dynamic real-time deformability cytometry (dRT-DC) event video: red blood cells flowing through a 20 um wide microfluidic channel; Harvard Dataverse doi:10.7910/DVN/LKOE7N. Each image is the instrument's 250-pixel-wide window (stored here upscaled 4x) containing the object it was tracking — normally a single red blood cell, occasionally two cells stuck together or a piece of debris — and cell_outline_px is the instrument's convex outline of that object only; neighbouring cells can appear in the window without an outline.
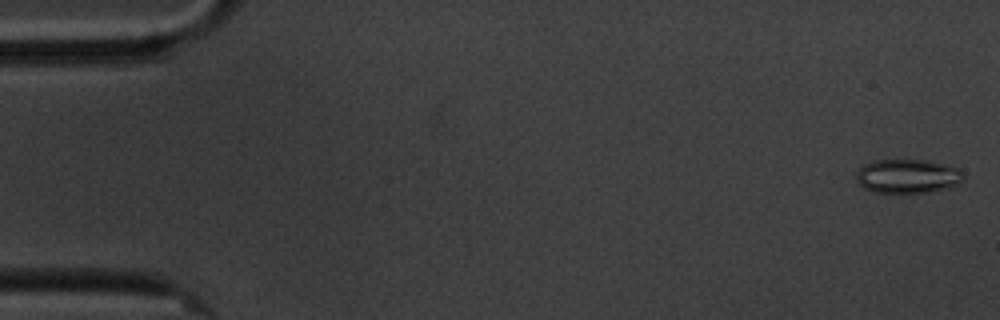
{"species": "common noctule bat (a hibernating species)", "species_latin": "Nyctalus noctula", "temperature_condition": "cold", "stored_images_in_passage": 59, "camera_frame_rate_fps": 3000, "um_per_image_px": 0.085, "animal": {"sex": "male", "body_mass_g": 20.1, "forearm_length_mm": 53.5}, "frame": {"image": 1, "passage_image": 1, "time_ms": 0.0, "image_size_px": [1000, 320], "cell_outline_px": [[968, 176], [960, 184], [948, 188], [928, 192], [872, 192], [864, 188], [856, 180], [856, 172], [864, 164], [872, 160], [924, 160], [944, 164], [956, 168], [964, 172]], "centroid_in_image_um": [77.18, 14.97], "position_along_channel_um": 7.8, "area_um2": 21.44}}
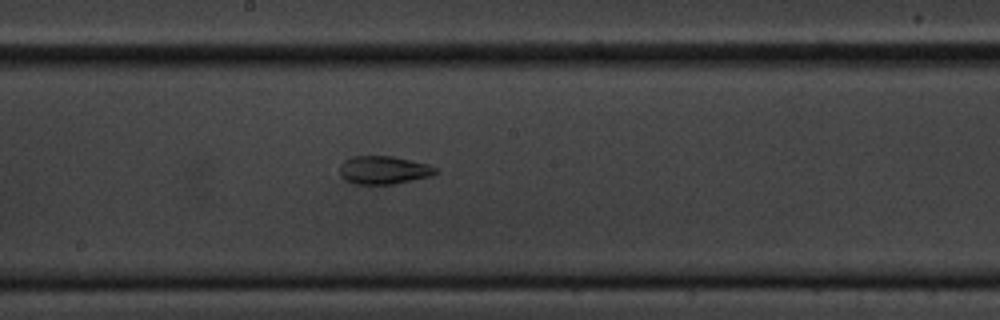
{"frame": {"image": 2, "passage_image": 31, "time_ms": 10.0, "image_size_px": [1000, 320], "cell_outline_px": [[440, 172], [432, 176], [392, 184], [356, 184], [344, 180], [340, 176], [340, 164], [344, 160], [352, 156], [392, 156], [428, 164], [436, 168]], "centroid_in_image_um": [32.6, 14.45], "position_along_channel_um": 215.6, "area_um2": 15.84}}
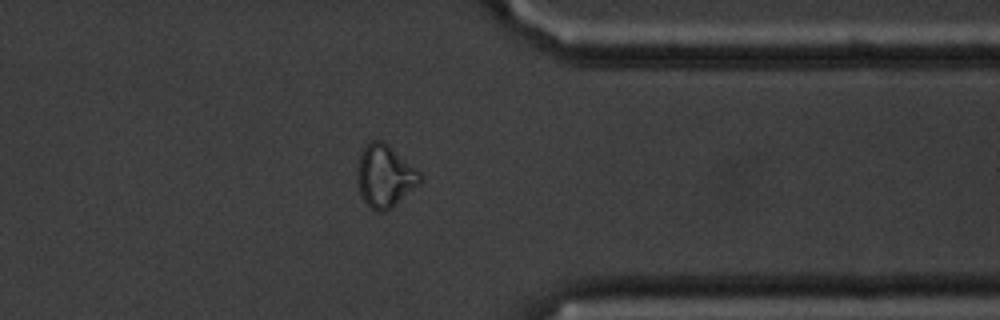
{"frame": {"image": 3, "passage_image": 46, "time_ms": 15.0, "image_size_px": [1000, 320], "cell_outline_px": [[420, 184], [388, 212], [372, 212], [360, 196], [356, 176], [356, 168], [360, 152], [372, 140], [384, 140], [420, 172]], "centroid_in_image_um": [32.68, 15.01], "position_along_channel_um": 378.7, "area_um2": 23.35}}